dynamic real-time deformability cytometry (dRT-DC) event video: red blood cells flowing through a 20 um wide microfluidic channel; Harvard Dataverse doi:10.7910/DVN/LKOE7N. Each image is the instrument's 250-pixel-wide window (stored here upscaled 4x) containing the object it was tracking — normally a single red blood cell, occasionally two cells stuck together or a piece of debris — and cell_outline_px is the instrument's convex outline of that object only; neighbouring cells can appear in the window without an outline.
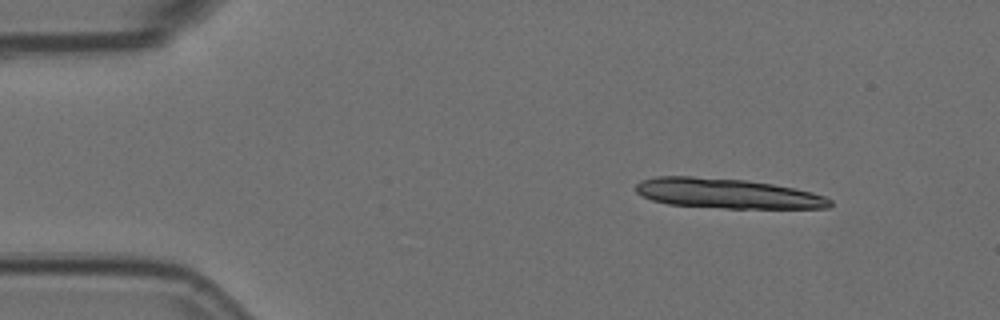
{"species": "Egyptian fruit bat (a non-hibernating species)", "species_latin": "Rousettus aegyptiacus", "temperature_condition": "room temperature", "stored_images_in_passage": 3, "camera_frame_rate_fps": 3000, "um_per_image_px": 0.085, "animal": {"sex": "female"}, "frame": {"image": 1, "passage_image": 1, "time_ms": 0.0, "image_size_px": [1000, 320], "cell_outline_px": [[832, 204], [828, 208], [724, 208], [668, 204], [652, 200], [636, 192], [636, 184], [640, 180], [656, 176], [692, 176], [744, 180], [772, 184], [796, 188], [812, 192], [824, 196], [832, 200]], "centroid_in_image_um": [61.81, 16.44], "position_along_channel_um": 23.2, "area_um2": 33.81}}